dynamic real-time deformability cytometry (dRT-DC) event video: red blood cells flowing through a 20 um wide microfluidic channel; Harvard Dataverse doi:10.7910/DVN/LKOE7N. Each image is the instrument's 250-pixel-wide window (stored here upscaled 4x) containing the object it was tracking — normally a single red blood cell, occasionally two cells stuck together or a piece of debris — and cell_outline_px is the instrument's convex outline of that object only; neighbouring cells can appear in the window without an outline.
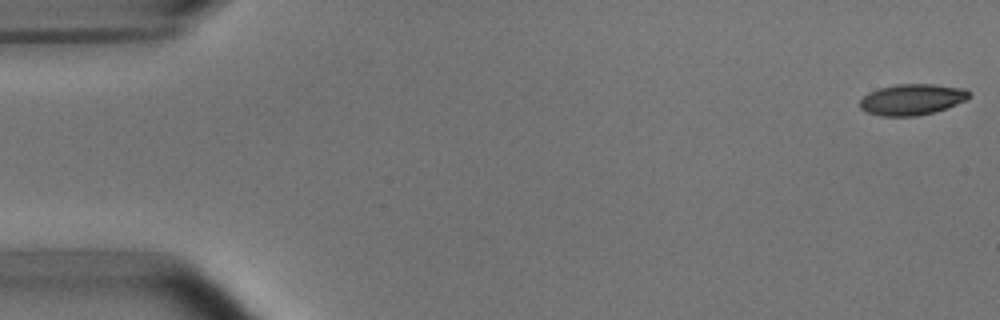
{"species": "common noctule bat (a hibernating species)", "species_latin": "Nyctalus noctula", "temperature_condition": "room temperature", "stored_images_in_passage": 52, "camera_frame_rate_fps": 3000, "um_per_image_px": 0.085, "animal": {"sex": "male", "body_mass_g": 15.6}, "frame": {"image": 1, "passage_image": 1, "time_ms": 0.0, "image_size_px": [1000, 320], "cell_outline_px": [[968, 96], [964, 100], [956, 104], [932, 112], [916, 116], [884, 116], [868, 112], [860, 108], [860, 100], [868, 92], [880, 88], [896, 84], [932, 84], [964, 88], [968, 92]], "centroid_in_image_um": [77.47, 8.45], "position_along_channel_um": 7.5, "area_um2": 19.36}}
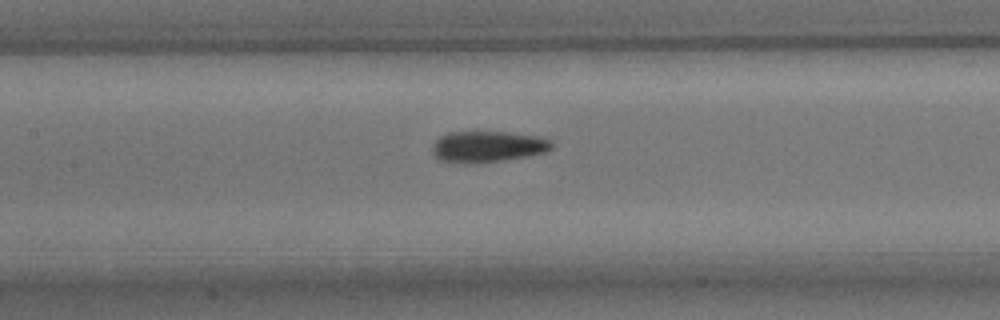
{"frame": {"image": 2, "passage_image": 24, "time_ms": 7.667, "image_size_px": [1000, 320], "cell_outline_px": [[552, 148], [544, 152], [524, 156], [500, 160], [472, 164], [464, 164], [440, 160], [432, 152], [432, 144], [440, 136], [448, 132], [508, 132], [540, 136], [552, 140]], "centroid_in_image_um": [41.42, 12.45], "position_along_channel_um": 166.0, "area_um2": 21.68}}
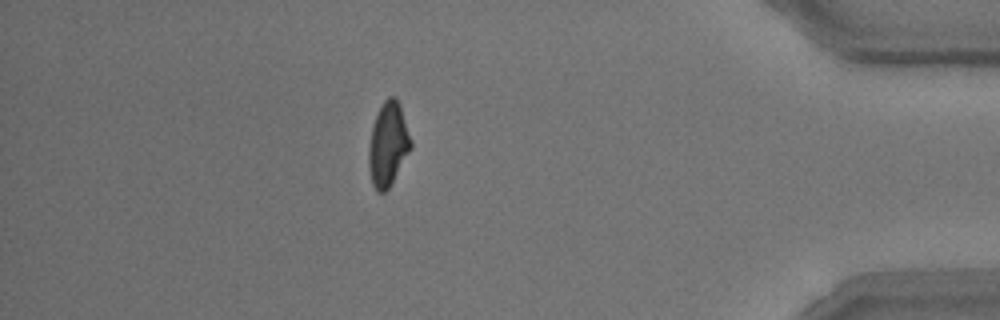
{"frame": {"image": 3, "passage_image": 46, "time_ms": 15.0, "image_size_px": [1000, 320], "cell_outline_px": [[412, 148], [388, 188], [384, 192], [376, 192], [372, 184], [368, 168], [368, 148], [372, 124], [384, 100], [388, 96], [396, 96], [400, 104], [412, 140]], "centroid_in_image_um": [32.98, 12.25], "position_along_channel_um": 402.2, "area_um2": 20.75}, "authors_computed_cell_mechanics": {"area_um2": 20.6924, "velocity_mm_per_s": 3.8111, "shape_relaxation_time_tau1_ms": 4.9637, "shape_relaxation_time_tau2_ms": 2.5317, "deformation_change_tau1": 0.1446, "deformation_change_tau2": 0.0945}}